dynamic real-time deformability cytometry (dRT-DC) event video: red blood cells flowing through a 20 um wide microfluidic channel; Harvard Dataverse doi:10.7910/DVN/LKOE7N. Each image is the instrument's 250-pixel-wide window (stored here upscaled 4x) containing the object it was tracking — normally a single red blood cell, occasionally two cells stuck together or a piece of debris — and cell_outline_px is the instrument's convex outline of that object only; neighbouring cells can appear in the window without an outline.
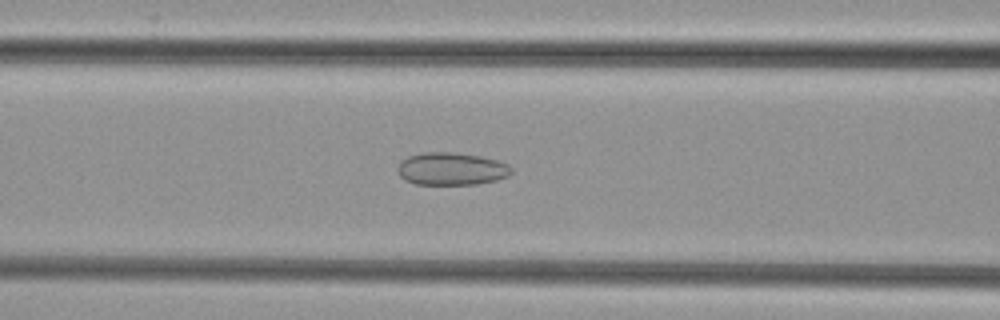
{"species": "common noctule bat (a hibernating species)", "species_latin": "Nyctalus noctula", "temperature_condition": "cold", "stored_images_in_passage": 37, "camera_frame_rate_fps": 3000, "um_per_image_px": 0.085, "animal": {"sex": "female", "body_mass_g": 29.2, "forearm_length_mm": 56.3}, "frame": {"image": 1, "passage_image": 7, "time_ms": 2.0, "image_size_px": [1000, 320], "cell_outline_px": [[512, 172], [508, 176], [496, 180], [476, 184], [416, 184], [404, 180], [400, 176], [396, 168], [400, 160], [408, 156], [424, 152], [452, 152], [480, 156], [496, 160], [508, 164], [512, 168]], "centroid_in_image_um": [38.34, 14.35], "position_along_channel_um": 128.3, "area_um2": 21.73}}
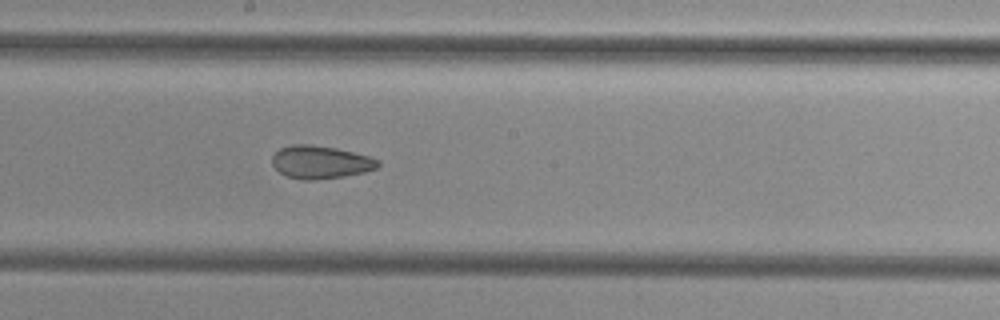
{"frame": {"image": 2, "passage_image": 14, "time_ms": 4.333, "image_size_px": [1000, 320], "cell_outline_px": [[380, 164], [376, 168], [364, 172], [344, 176], [312, 180], [304, 180], [288, 176], [280, 172], [272, 164], [272, 156], [280, 148], [292, 144], [308, 144], [336, 148], [368, 156], [380, 160]], "centroid_in_image_um": [27.24, 13.77], "position_along_channel_um": 221.0, "area_um2": 20.11}}
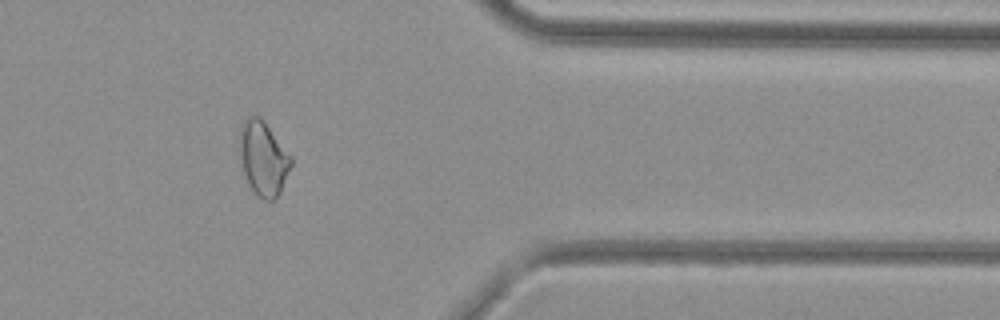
{"frame": {"image": 3, "passage_image": 28, "time_ms": 9.0, "image_size_px": [1000, 320], "cell_outline_px": [[292, 164], [280, 192], [276, 200], [264, 200], [256, 196], [244, 172], [240, 156], [240, 128], [244, 120], [248, 116], [260, 116], [292, 156]], "centroid_in_image_um": [22.39, 13.46], "position_along_channel_um": 389.0, "area_um2": 22.08}}